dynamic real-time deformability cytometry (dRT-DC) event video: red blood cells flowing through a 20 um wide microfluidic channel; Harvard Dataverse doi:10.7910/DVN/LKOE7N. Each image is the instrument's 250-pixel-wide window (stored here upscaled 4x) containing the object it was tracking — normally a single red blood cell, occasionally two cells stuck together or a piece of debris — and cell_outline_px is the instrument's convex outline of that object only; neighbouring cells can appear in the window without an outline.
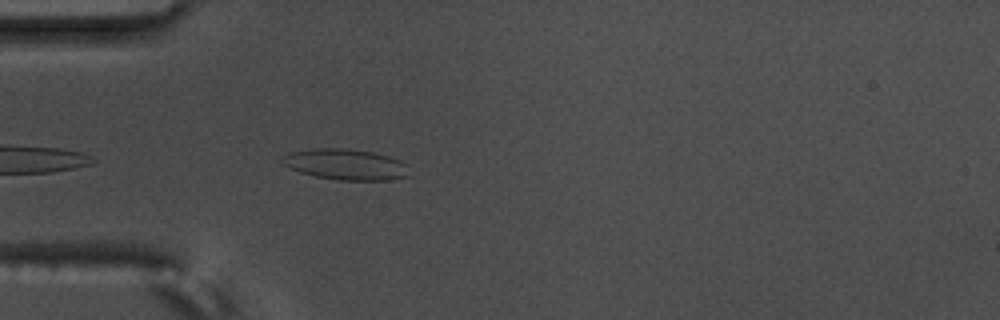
{"species": "common noctule bat (a hibernating species)", "species_latin": "Nyctalus noctula", "temperature_condition": "warm", "stored_images_in_passage": 8, "camera_frame_rate_fps": 3000, "um_per_image_px": 0.085, "animal": {"sex": "male", "body_mass_g": 17.5, "forearm_length_mm": 52.3}, "frame": {"image": 1, "passage_image": 3, "time_ms": 0.667, "image_size_px": [1000, 320], "cell_outline_px": [[412, 176], [388, 180], [336, 180], [316, 176], [300, 172], [284, 164], [280, 160], [288, 152], [312, 148], [348, 148], [372, 152], [388, 156], [400, 160], [408, 164]], "centroid_in_image_um": [29.44, 13.97], "position_along_channel_um": 55.6, "area_um2": 23.12}}